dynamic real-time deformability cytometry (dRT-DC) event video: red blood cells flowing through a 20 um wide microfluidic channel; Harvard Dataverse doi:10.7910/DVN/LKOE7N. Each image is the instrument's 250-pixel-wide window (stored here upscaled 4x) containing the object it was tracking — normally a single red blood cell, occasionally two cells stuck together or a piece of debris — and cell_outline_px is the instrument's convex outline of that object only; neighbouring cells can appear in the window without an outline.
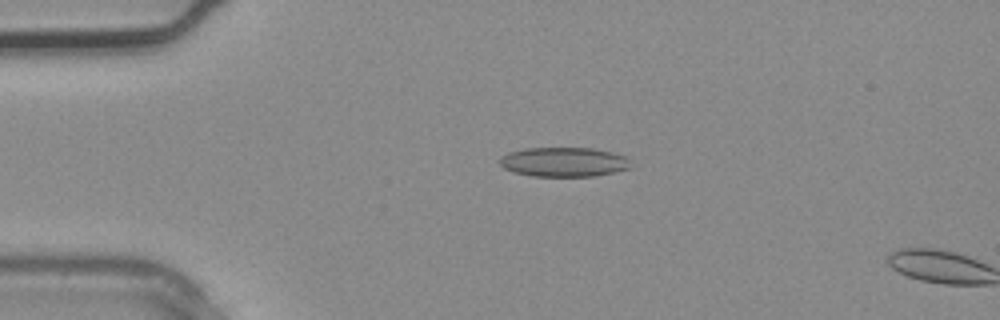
{"species": "common noctule bat (a hibernating species)", "species_latin": "Nyctalus noctula", "temperature_condition": "warm", "stored_images_in_passage": 4, "camera_frame_rate_fps": 3000, "um_per_image_px": 0.085, "animal": {"sex": "male", "body_mass_g": 20.4}, "frame": {"image": 1, "passage_image": 4, "time_ms": 1.0, "image_size_px": [1000, 320], "cell_outline_px": [[632, 168], [596, 176], [532, 176], [512, 172], [504, 168], [500, 164], [500, 156], [508, 152], [524, 148], [592, 148], [612, 152], [628, 156]], "centroid_in_image_um": [47.94, 13.77], "position_along_channel_um": 37.1, "area_um2": 22.77}}